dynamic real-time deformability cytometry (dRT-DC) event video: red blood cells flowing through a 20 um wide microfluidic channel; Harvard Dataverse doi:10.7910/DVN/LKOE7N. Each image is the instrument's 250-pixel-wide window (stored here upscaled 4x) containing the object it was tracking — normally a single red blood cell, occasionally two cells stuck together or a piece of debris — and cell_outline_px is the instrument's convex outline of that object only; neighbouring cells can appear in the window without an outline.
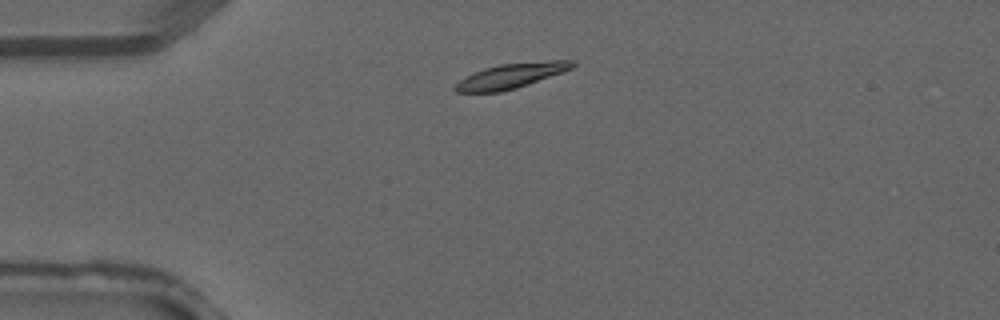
{"species": "common noctule bat (a hibernating species)", "species_latin": "Nyctalus noctula", "temperature_condition": "warm", "stored_images_in_passage": 2, "camera_frame_rate_fps": 3000, "um_per_image_px": 0.085, "animal": {"sex": "male", "forearm_length_mm": 52.5}, "frame": {"image": 1, "passage_image": 1, "time_ms": 0.0, "image_size_px": [1000, 320], "cell_outline_px": [[576, 64], [572, 68], [528, 84], [516, 88], [500, 92], [456, 92], [452, 88], [460, 80], [484, 68], [500, 64], [552, 60], [572, 60]], "centroid_in_image_um": [43.43, 6.44], "position_along_channel_um": 41.6, "area_um2": 16.7}}